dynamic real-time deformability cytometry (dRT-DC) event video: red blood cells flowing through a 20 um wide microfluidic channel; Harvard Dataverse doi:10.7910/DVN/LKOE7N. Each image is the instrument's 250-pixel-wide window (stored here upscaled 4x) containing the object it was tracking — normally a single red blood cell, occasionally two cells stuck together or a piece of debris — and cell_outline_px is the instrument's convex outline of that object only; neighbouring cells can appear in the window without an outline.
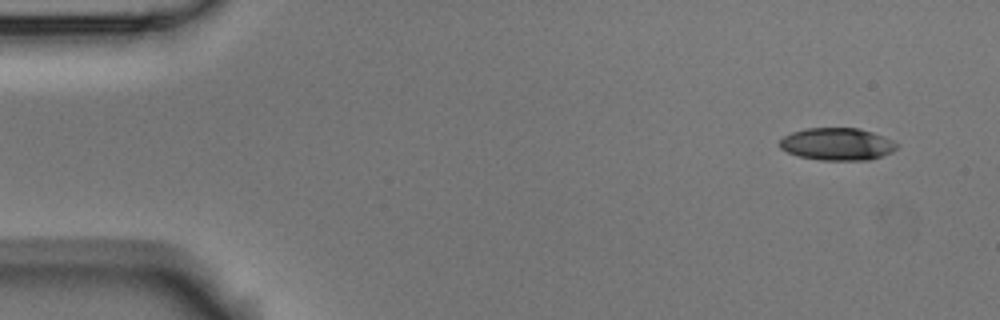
{"species": "Egyptian fruit bat (a non-hibernating species)", "species_latin": "Rousettus aegyptiacus", "temperature_condition": "room temperature", "stored_images_in_passage": 5, "camera_frame_rate_fps": 3000, "um_per_image_px": 0.085, "animal": {"sex": "male"}, "frame": {"image": 1, "passage_image": 2, "time_ms": 1.0, "image_size_px": [1000, 320], "cell_outline_px": [[900, 144], [892, 152], [868, 160], [820, 160], [800, 156], [788, 152], [780, 148], [780, 140], [784, 136], [792, 132], [804, 128], [860, 128], [872, 132], [892, 140]], "centroid_in_image_um": [71.16, 12.24], "position_along_channel_um": 13.8, "area_um2": 22.02}}
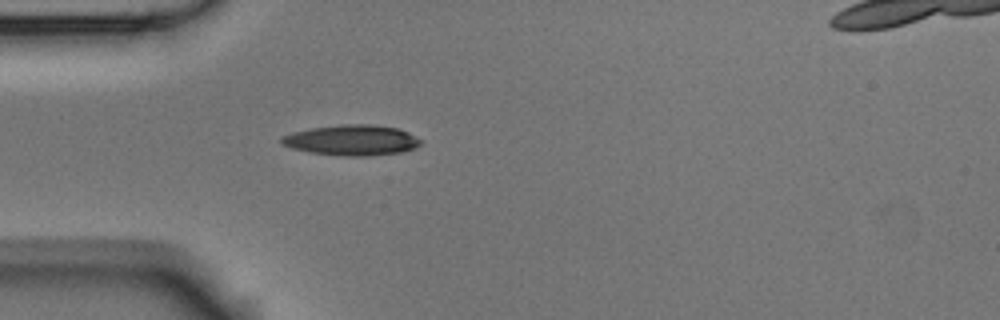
{"frame": {"image": 2, "passage_image": 5, "time_ms": 5.0, "image_size_px": [1000, 320], "cell_outline_px": [[420, 144], [416, 148], [400, 152], [368, 156], [344, 156], [308, 152], [292, 148], [284, 144], [280, 140], [280, 136], [292, 132], [312, 128], [344, 124], [368, 124], [396, 128], [408, 132], [420, 140]], "centroid_in_image_um": [29.88, 11.92], "position_along_channel_um": 55.1, "area_um2": 24.57}}